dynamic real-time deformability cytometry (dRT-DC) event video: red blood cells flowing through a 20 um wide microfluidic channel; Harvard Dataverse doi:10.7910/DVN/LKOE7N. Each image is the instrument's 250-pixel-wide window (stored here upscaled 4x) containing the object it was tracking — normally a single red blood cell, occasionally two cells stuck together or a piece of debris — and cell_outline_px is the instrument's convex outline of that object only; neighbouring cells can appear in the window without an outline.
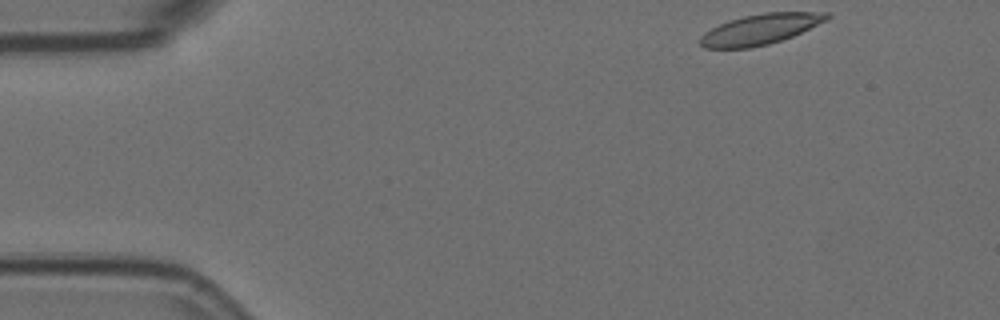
{"species": "Egyptian fruit bat (a non-hibernating species)", "species_latin": "Rousettus aegyptiacus", "temperature_condition": "room temperature", "stored_images_in_passage": 8, "camera_frame_rate_fps": 3000, "um_per_image_px": 0.085, "animal": {"sex": "female"}, "frame": {"image": 1, "passage_image": 1, "time_ms": 0.0, "image_size_px": [1000, 320], "cell_outline_px": [[832, 16], [828, 20], [792, 36], [768, 44], [748, 48], [704, 48], [700, 44], [700, 36], [704, 32], [720, 24], [744, 16], [764, 12], [828, 12]], "centroid_in_image_um": [64.65, 2.48], "position_along_channel_um": 20.4, "area_um2": 22.31}}